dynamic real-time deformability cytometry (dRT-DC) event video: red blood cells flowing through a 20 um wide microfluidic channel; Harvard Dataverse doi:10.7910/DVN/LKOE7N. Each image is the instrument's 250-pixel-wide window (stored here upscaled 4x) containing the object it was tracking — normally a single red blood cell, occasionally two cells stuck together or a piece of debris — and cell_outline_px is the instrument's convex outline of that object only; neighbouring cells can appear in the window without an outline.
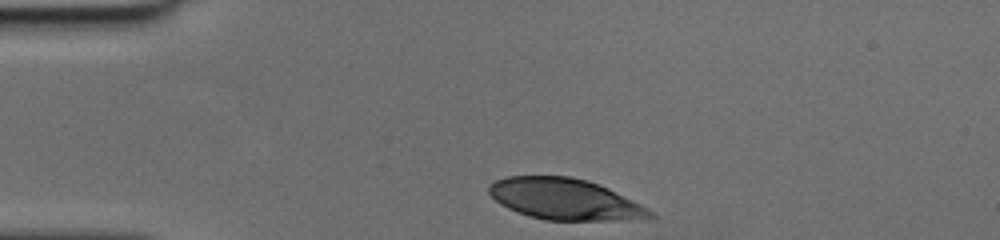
{"species": "human", "species_latin": "Homo sapiens", "temperature_condition": "cold", "stored_images_in_passage": 29, "camera_frame_rate_fps": 3000, "um_per_image_px": 0.085, "donor": {"sex": "female"}, "frame": {"image": 1, "passage_image": 1, "time_ms": 0.0, "image_size_px": [1000, 240], "cell_outline_px": [[656, 216], [648, 220], [544, 220], [528, 216], [516, 212], [500, 204], [488, 192], [488, 184], [496, 180], [508, 176], [572, 176], [588, 180], [608, 188], [648, 208]], "centroid_in_image_um": [48.03, 16.94], "position_along_channel_um": 37.0, "area_um2": 38.9}}
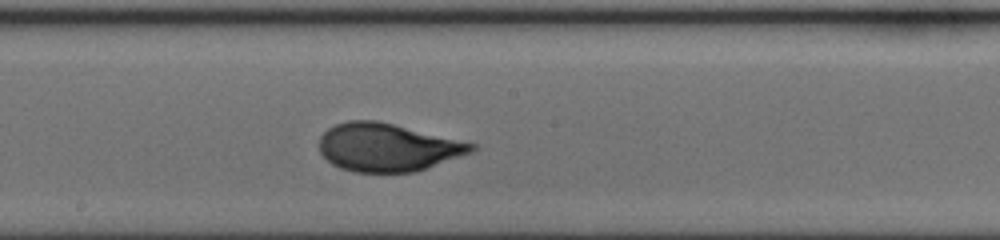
{"frame": {"image": 2, "passage_image": 17, "time_ms": 5.333, "image_size_px": [1000, 240], "cell_outline_px": [[476, 148], [472, 152], [416, 172], [352, 172], [340, 168], [332, 164], [320, 152], [320, 136], [328, 128], [336, 124], [348, 120], [376, 120], [476, 144]], "centroid_in_image_um": [32.92, 12.53], "position_along_channel_um": 215.3, "area_um2": 42.31}}
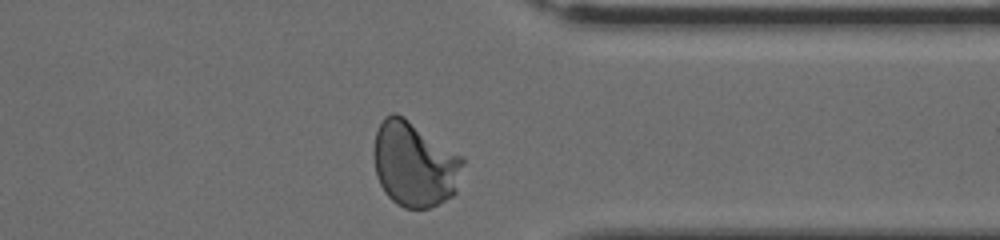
{"frame": {"image": 3, "passage_image": 29, "time_ms": 9.333, "image_size_px": [1000, 240], "cell_outline_px": [[464, 164], [456, 192], [452, 196], [428, 208], [404, 208], [396, 204], [384, 192], [376, 176], [372, 152], [376, 132], [384, 116], [392, 112], [396, 112], [464, 156]], "centroid_in_image_um": [35.22, 13.95], "position_along_channel_um": 376.2, "area_um2": 44.51}}